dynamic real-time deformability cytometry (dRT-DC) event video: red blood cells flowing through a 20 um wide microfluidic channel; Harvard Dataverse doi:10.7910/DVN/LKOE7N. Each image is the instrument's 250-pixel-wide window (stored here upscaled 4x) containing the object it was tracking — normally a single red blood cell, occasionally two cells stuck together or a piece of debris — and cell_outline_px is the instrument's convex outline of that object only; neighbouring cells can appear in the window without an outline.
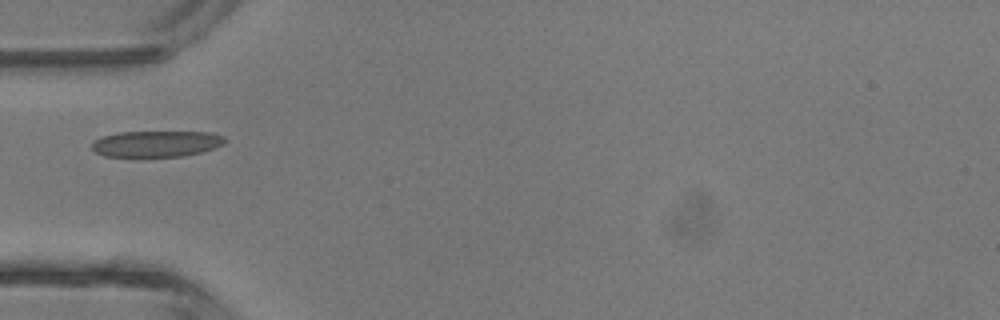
{"species": "common noctule bat (a hibernating species)", "species_latin": "Nyctalus noctula", "temperature_condition": "room temperature", "stored_images_in_passage": 6, "camera_frame_rate_fps": 3000, "um_per_image_px": 0.085, "animal": {"sex": "male", "body_mass_g": 13.3}, "frame": {"image": 1, "passage_image": 5, "time_ms": 4.667, "image_size_px": [1000, 320], "cell_outline_px": [[228, 140], [224, 144], [200, 152], [184, 156], [104, 156], [96, 152], [92, 148], [92, 144], [100, 136], [120, 132], [212, 132], [224, 136]], "centroid_in_image_um": [13.31, 12.21], "position_along_channel_um": 71.7, "area_um2": 20.17}}
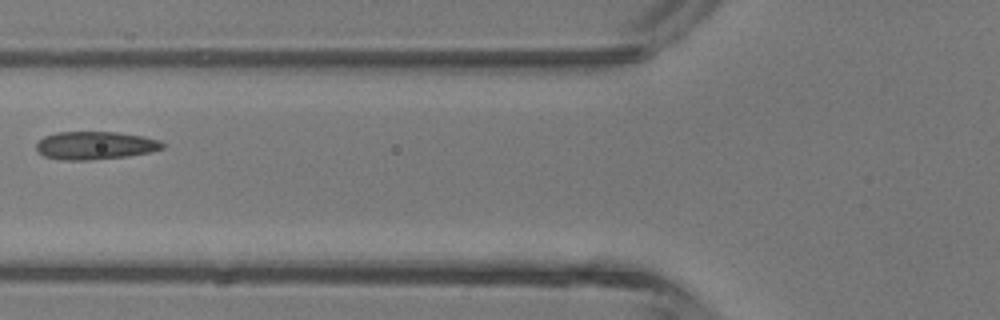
{"frame": {"image": 2, "passage_image": 6, "time_ms": 5.667, "image_size_px": [1000, 320], "cell_outline_px": [[164, 148], [148, 152], [128, 156], [88, 160], [60, 160], [44, 156], [36, 148], [36, 144], [44, 136], [56, 132], [116, 132], [144, 136], [160, 140], [164, 144]], "centroid_in_image_um": [8.09, 12.36], "position_along_channel_um": 117.7, "area_um2": 20.58}}